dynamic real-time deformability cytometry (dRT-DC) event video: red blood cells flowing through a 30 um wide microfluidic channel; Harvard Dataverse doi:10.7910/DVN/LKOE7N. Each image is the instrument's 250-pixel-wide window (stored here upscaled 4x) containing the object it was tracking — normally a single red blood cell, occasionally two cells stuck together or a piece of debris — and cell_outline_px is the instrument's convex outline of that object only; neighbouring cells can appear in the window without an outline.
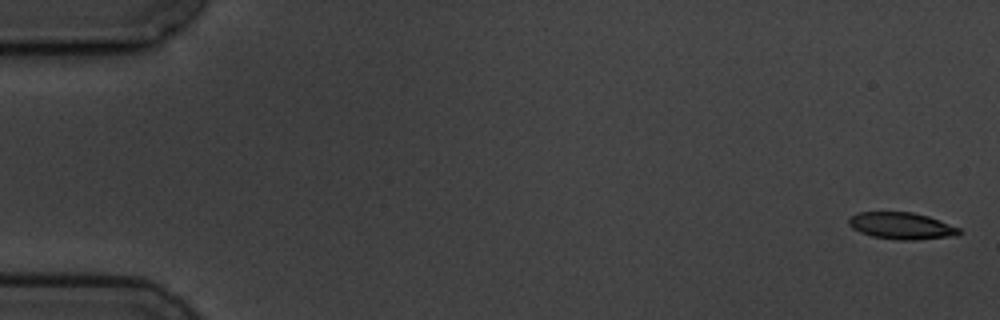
{"species": "common noctule bat (a hibernating species)", "species_latin": "Nyctalus noctula", "temperature_condition": "cold", "stored_images_in_passage": 6, "segment_of_instrument_passage": [1, 2], "camera_frame_rate_fps": 3000, "um_per_image_px": 0.085, "animal": {"sex": "male", "body_mass_g": 19.5, "forearm_length_mm": 54.6}, "frame": {"image": 1, "passage_image": 1, "time_ms": 0.0, "image_size_px": [1000, 320], "cell_outline_px": [[964, 232], [956, 236], [916, 240], [896, 240], [872, 236], [860, 232], [852, 228], [848, 224], [848, 220], [856, 212], [912, 212], [928, 216], [960, 228]], "centroid_in_image_um": [76.65, 19.2], "position_along_channel_um": 8.3, "area_um2": 17.4}}
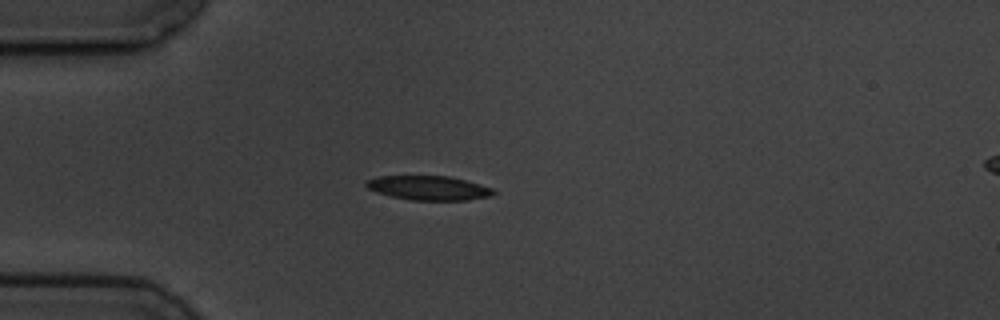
{"frame": {"image": 2, "passage_image": 5, "time_ms": 4.667, "image_size_px": [1000, 320], "cell_outline_px": [[496, 192], [492, 196], [468, 200], [412, 200], [392, 196], [376, 192], [368, 188], [364, 184], [364, 180], [380, 176], [448, 176], [480, 184], [492, 188]], "centroid_in_image_um": [36.43, 15.97], "position_along_channel_um": 48.6, "area_um2": 17.98}}